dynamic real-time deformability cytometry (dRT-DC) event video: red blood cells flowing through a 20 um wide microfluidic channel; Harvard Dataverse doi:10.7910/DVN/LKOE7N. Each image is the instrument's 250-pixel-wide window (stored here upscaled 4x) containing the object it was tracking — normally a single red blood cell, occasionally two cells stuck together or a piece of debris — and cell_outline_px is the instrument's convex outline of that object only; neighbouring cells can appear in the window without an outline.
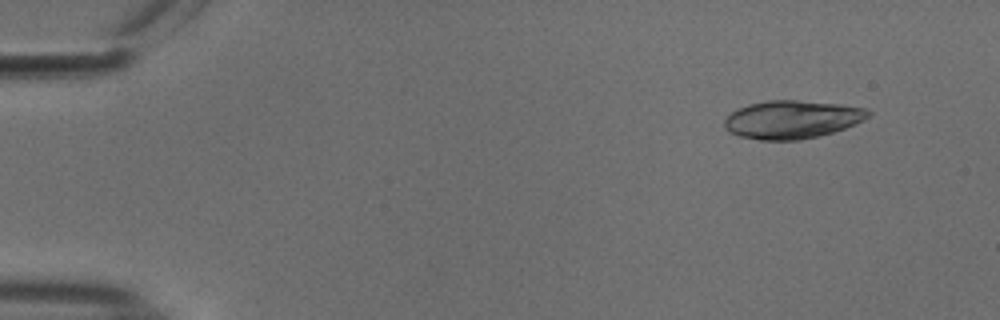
{"species": "common noctule bat (a hibernating species)", "species_latin": "Nyctalus noctula", "temperature_condition": "cold", "stored_images_in_passage": 49, "camera_frame_rate_fps": 3000, "um_per_image_px": 0.085, "animal": {"sex": "male", "body_mass_g": 18.8}, "frame": {"image": 1, "passage_image": 1, "time_ms": 0.0, "image_size_px": [1000, 320], "cell_outline_px": [[872, 112], [868, 116], [844, 128], [832, 132], [800, 140], [760, 140], [740, 136], [728, 132], [724, 128], [724, 120], [736, 108], [748, 104], [768, 100], [796, 100], [840, 104], [864, 108]], "centroid_in_image_um": [67.25, 10.15], "position_along_channel_um": 17.8, "area_um2": 31.73}}
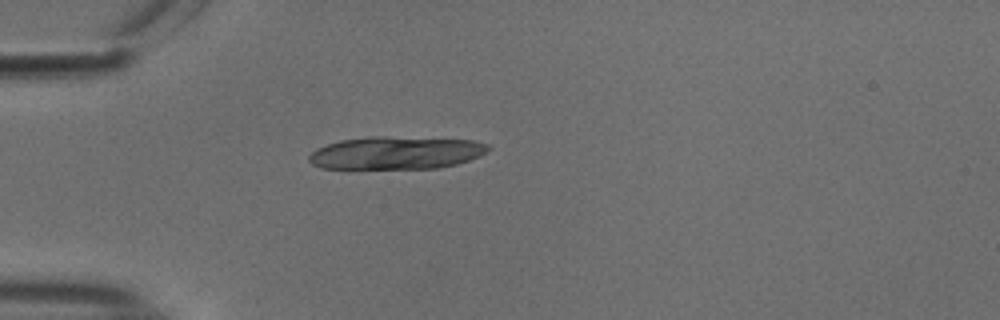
{"frame": {"image": 2, "passage_image": 11, "time_ms": 3.333, "image_size_px": [1000, 320], "cell_outline_px": [[492, 148], [480, 156], [456, 164], [440, 168], [320, 168], [312, 164], [308, 160], [308, 156], [316, 148], [340, 140], [368, 136], [384, 136], [472, 140], [488, 144]], "centroid_in_image_um": [33.67, 12.98], "position_along_channel_um": 51.3, "area_um2": 34.28}}